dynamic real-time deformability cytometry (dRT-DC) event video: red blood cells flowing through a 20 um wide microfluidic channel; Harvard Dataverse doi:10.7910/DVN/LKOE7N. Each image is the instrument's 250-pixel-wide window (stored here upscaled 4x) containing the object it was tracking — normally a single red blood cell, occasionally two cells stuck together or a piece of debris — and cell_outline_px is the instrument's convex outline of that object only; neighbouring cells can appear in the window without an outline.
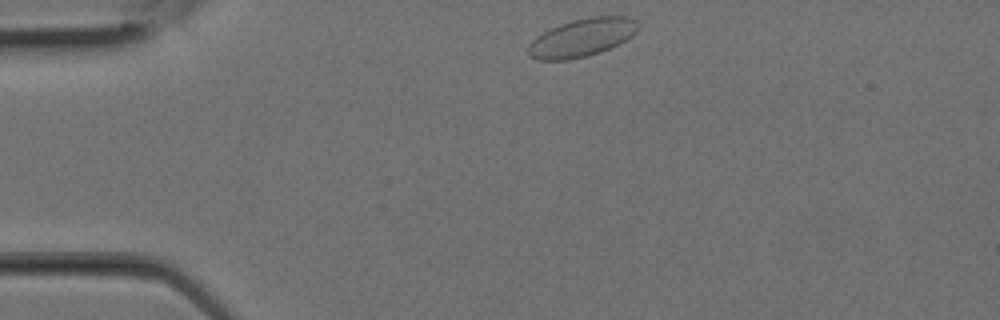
{"species": "Egyptian fruit bat (a non-hibernating species)", "species_latin": "Rousettus aegyptiacus", "temperature_condition": "room temperature", "stored_images_in_passage": 9, "camera_frame_rate_fps": 3000, "um_per_image_px": 0.085, "animal": {"sex": "female"}, "frame": {"image": 1, "passage_image": 1, "time_ms": 0.0, "image_size_px": [1000, 320], "cell_outline_px": [[640, 28], [632, 36], [600, 52], [588, 56], [568, 60], [536, 60], [528, 56], [528, 44], [536, 36], [560, 24], [572, 20], [588, 16], [628, 16], [636, 20], [640, 24]], "centroid_in_image_um": [49.46, 3.19], "position_along_channel_um": 35.5, "area_um2": 24.51}}
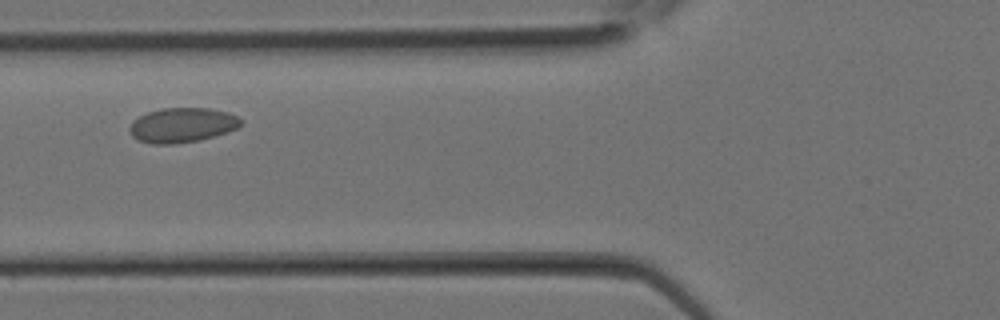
{"frame": {"image": 2, "passage_image": 6, "time_ms": 1.667, "image_size_px": [1000, 320], "cell_outline_px": [[244, 124], [228, 132], [200, 140], [172, 144], [152, 144], [136, 140], [132, 136], [128, 128], [132, 120], [148, 112], [160, 108], [208, 108], [228, 112], [244, 120]], "centroid_in_image_um": [15.48, 10.64], "position_along_channel_um": 110.3, "area_um2": 22.77}}
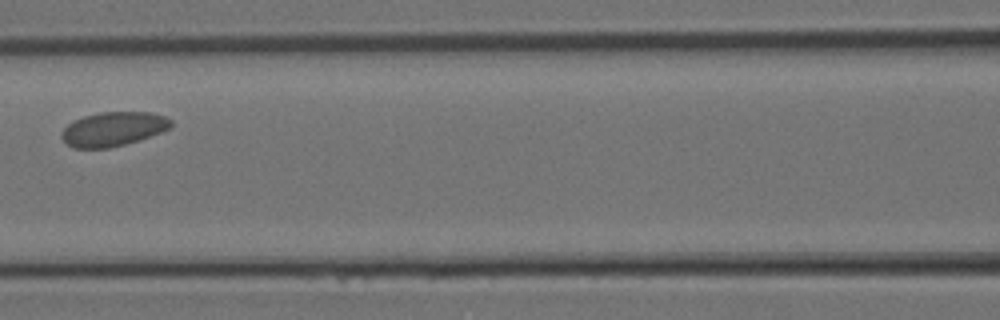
{"frame": {"image": 3, "passage_image": 8, "time_ms": 2.333, "image_size_px": [1000, 320], "cell_outline_px": [[172, 128], [140, 140], [108, 148], [72, 148], [64, 144], [60, 136], [60, 132], [68, 124], [84, 116], [100, 112], [152, 112], [164, 116], [172, 120]], "centroid_in_image_um": [9.61, 10.97], "position_along_channel_um": 157.0, "area_um2": 22.02}}